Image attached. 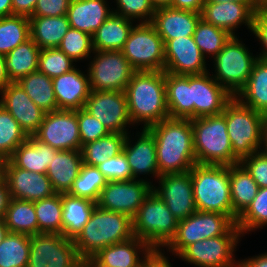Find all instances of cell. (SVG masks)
<instances>
[{
	"label": "cell",
	"instance_id": "cell-1",
	"mask_svg": "<svg viewBox=\"0 0 267 267\" xmlns=\"http://www.w3.org/2000/svg\"><path fill=\"white\" fill-rule=\"evenodd\" d=\"M147 129L154 136L160 176L190 171L197 163L191 119L168 118Z\"/></svg>",
	"mask_w": 267,
	"mask_h": 267
},
{
	"label": "cell",
	"instance_id": "cell-2",
	"mask_svg": "<svg viewBox=\"0 0 267 267\" xmlns=\"http://www.w3.org/2000/svg\"><path fill=\"white\" fill-rule=\"evenodd\" d=\"M124 92L134 126L147 129L169 118L165 71H135Z\"/></svg>",
	"mask_w": 267,
	"mask_h": 267
},
{
	"label": "cell",
	"instance_id": "cell-3",
	"mask_svg": "<svg viewBox=\"0 0 267 267\" xmlns=\"http://www.w3.org/2000/svg\"><path fill=\"white\" fill-rule=\"evenodd\" d=\"M133 236L132 219L128 215L96 206L73 242L78 256L85 262L100 249Z\"/></svg>",
	"mask_w": 267,
	"mask_h": 267
},
{
	"label": "cell",
	"instance_id": "cell-4",
	"mask_svg": "<svg viewBox=\"0 0 267 267\" xmlns=\"http://www.w3.org/2000/svg\"><path fill=\"white\" fill-rule=\"evenodd\" d=\"M191 181L197 211L217 212L233 220L229 165L196 163Z\"/></svg>",
	"mask_w": 267,
	"mask_h": 267
},
{
	"label": "cell",
	"instance_id": "cell-5",
	"mask_svg": "<svg viewBox=\"0 0 267 267\" xmlns=\"http://www.w3.org/2000/svg\"><path fill=\"white\" fill-rule=\"evenodd\" d=\"M197 164L233 165L240 163L234 156L227 133L225 116L191 119Z\"/></svg>",
	"mask_w": 267,
	"mask_h": 267
},
{
	"label": "cell",
	"instance_id": "cell-6",
	"mask_svg": "<svg viewBox=\"0 0 267 267\" xmlns=\"http://www.w3.org/2000/svg\"><path fill=\"white\" fill-rule=\"evenodd\" d=\"M222 114L233 154L239 161L262 149L265 115L243 105L235 97L225 105Z\"/></svg>",
	"mask_w": 267,
	"mask_h": 267
},
{
	"label": "cell",
	"instance_id": "cell-7",
	"mask_svg": "<svg viewBox=\"0 0 267 267\" xmlns=\"http://www.w3.org/2000/svg\"><path fill=\"white\" fill-rule=\"evenodd\" d=\"M178 219L153 191L132 218L133 235L151 248H164L175 236Z\"/></svg>",
	"mask_w": 267,
	"mask_h": 267
},
{
	"label": "cell",
	"instance_id": "cell-8",
	"mask_svg": "<svg viewBox=\"0 0 267 267\" xmlns=\"http://www.w3.org/2000/svg\"><path fill=\"white\" fill-rule=\"evenodd\" d=\"M239 38V35L232 36L212 59L215 70L211 76L233 97L246 85L252 67L258 59V56L253 55L252 50Z\"/></svg>",
	"mask_w": 267,
	"mask_h": 267
},
{
	"label": "cell",
	"instance_id": "cell-9",
	"mask_svg": "<svg viewBox=\"0 0 267 267\" xmlns=\"http://www.w3.org/2000/svg\"><path fill=\"white\" fill-rule=\"evenodd\" d=\"M241 237L243 235L235 225L225 235L190 244L176 257L196 267H239L235 252Z\"/></svg>",
	"mask_w": 267,
	"mask_h": 267
},
{
	"label": "cell",
	"instance_id": "cell-10",
	"mask_svg": "<svg viewBox=\"0 0 267 267\" xmlns=\"http://www.w3.org/2000/svg\"><path fill=\"white\" fill-rule=\"evenodd\" d=\"M236 223L225 214L196 211L186 219L179 220L177 231L163 248L178 256L187 246L196 241L213 238L228 233Z\"/></svg>",
	"mask_w": 267,
	"mask_h": 267
},
{
	"label": "cell",
	"instance_id": "cell-11",
	"mask_svg": "<svg viewBox=\"0 0 267 267\" xmlns=\"http://www.w3.org/2000/svg\"><path fill=\"white\" fill-rule=\"evenodd\" d=\"M121 51L135 71H164V42L151 23H136Z\"/></svg>",
	"mask_w": 267,
	"mask_h": 267
},
{
	"label": "cell",
	"instance_id": "cell-12",
	"mask_svg": "<svg viewBox=\"0 0 267 267\" xmlns=\"http://www.w3.org/2000/svg\"><path fill=\"white\" fill-rule=\"evenodd\" d=\"M89 59L85 71L91 91H125L135 70L121 50L94 51Z\"/></svg>",
	"mask_w": 267,
	"mask_h": 267
},
{
	"label": "cell",
	"instance_id": "cell-13",
	"mask_svg": "<svg viewBox=\"0 0 267 267\" xmlns=\"http://www.w3.org/2000/svg\"><path fill=\"white\" fill-rule=\"evenodd\" d=\"M27 267H84L73 240L58 233L30 235Z\"/></svg>",
	"mask_w": 267,
	"mask_h": 267
},
{
	"label": "cell",
	"instance_id": "cell-14",
	"mask_svg": "<svg viewBox=\"0 0 267 267\" xmlns=\"http://www.w3.org/2000/svg\"><path fill=\"white\" fill-rule=\"evenodd\" d=\"M152 186V183L141 179L107 181L100 192L96 206L126 214L132 219L152 192Z\"/></svg>",
	"mask_w": 267,
	"mask_h": 267
},
{
	"label": "cell",
	"instance_id": "cell-15",
	"mask_svg": "<svg viewBox=\"0 0 267 267\" xmlns=\"http://www.w3.org/2000/svg\"><path fill=\"white\" fill-rule=\"evenodd\" d=\"M84 109L104 124L110 133L128 134L129 128L134 127L128 114L125 92L91 91Z\"/></svg>",
	"mask_w": 267,
	"mask_h": 267
},
{
	"label": "cell",
	"instance_id": "cell-16",
	"mask_svg": "<svg viewBox=\"0 0 267 267\" xmlns=\"http://www.w3.org/2000/svg\"><path fill=\"white\" fill-rule=\"evenodd\" d=\"M34 136L56 150H81L76 110H57L45 114Z\"/></svg>",
	"mask_w": 267,
	"mask_h": 267
},
{
	"label": "cell",
	"instance_id": "cell-17",
	"mask_svg": "<svg viewBox=\"0 0 267 267\" xmlns=\"http://www.w3.org/2000/svg\"><path fill=\"white\" fill-rule=\"evenodd\" d=\"M153 183L152 191L165 202L175 218L186 219L197 209L194 202L191 170L183 173L162 175Z\"/></svg>",
	"mask_w": 267,
	"mask_h": 267
},
{
	"label": "cell",
	"instance_id": "cell-18",
	"mask_svg": "<svg viewBox=\"0 0 267 267\" xmlns=\"http://www.w3.org/2000/svg\"><path fill=\"white\" fill-rule=\"evenodd\" d=\"M139 129L141 132L136 131L135 136L130 134L131 130L126 135L122 151L127 158L132 171V177L153 184V182L146 177L147 175L151 178L153 176L155 182L160 177L154 136L148 129ZM141 175H144V178H142Z\"/></svg>",
	"mask_w": 267,
	"mask_h": 267
},
{
	"label": "cell",
	"instance_id": "cell-19",
	"mask_svg": "<svg viewBox=\"0 0 267 267\" xmlns=\"http://www.w3.org/2000/svg\"><path fill=\"white\" fill-rule=\"evenodd\" d=\"M191 87V119L218 115L233 96L218 84L210 72L189 75Z\"/></svg>",
	"mask_w": 267,
	"mask_h": 267
},
{
	"label": "cell",
	"instance_id": "cell-20",
	"mask_svg": "<svg viewBox=\"0 0 267 267\" xmlns=\"http://www.w3.org/2000/svg\"><path fill=\"white\" fill-rule=\"evenodd\" d=\"M0 175L5 179L11 198L39 201L56 194L46 174L30 172L5 160Z\"/></svg>",
	"mask_w": 267,
	"mask_h": 267
},
{
	"label": "cell",
	"instance_id": "cell-21",
	"mask_svg": "<svg viewBox=\"0 0 267 267\" xmlns=\"http://www.w3.org/2000/svg\"><path fill=\"white\" fill-rule=\"evenodd\" d=\"M164 50L165 72L174 75H201L210 71L207 69V59L202 55L193 36L169 40L164 45Z\"/></svg>",
	"mask_w": 267,
	"mask_h": 267
},
{
	"label": "cell",
	"instance_id": "cell-22",
	"mask_svg": "<svg viewBox=\"0 0 267 267\" xmlns=\"http://www.w3.org/2000/svg\"><path fill=\"white\" fill-rule=\"evenodd\" d=\"M0 104L19 123L27 136H33L38 131L46 114L17 82L9 83L0 92Z\"/></svg>",
	"mask_w": 267,
	"mask_h": 267
},
{
	"label": "cell",
	"instance_id": "cell-23",
	"mask_svg": "<svg viewBox=\"0 0 267 267\" xmlns=\"http://www.w3.org/2000/svg\"><path fill=\"white\" fill-rule=\"evenodd\" d=\"M254 3L222 2L204 4L201 18L208 24L228 31L231 35L237 36V29L246 26L249 32L252 31V24L255 11Z\"/></svg>",
	"mask_w": 267,
	"mask_h": 267
},
{
	"label": "cell",
	"instance_id": "cell-24",
	"mask_svg": "<svg viewBox=\"0 0 267 267\" xmlns=\"http://www.w3.org/2000/svg\"><path fill=\"white\" fill-rule=\"evenodd\" d=\"M151 247L138 237L100 249L89 261L95 267H141Z\"/></svg>",
	"mask_w": 267,
	"mask_h": 267
},
{
	"label": "cell",
	"instance_id": "cell-25",
	"mask_svg": "<svg viewBox=\"0 0 267 267\" xmlns=\"http://www.w3.org/2000/svg\"><path fill=\"white\" fill-rule=\"evenodd\" d=\"M58 110L84 108L91 88L88 73L77 68L52 79Z\"/></svg>",
	"mask_w": 267,
	"mask_h": 267
},
{
	"label": "cell",
	"instance_id": "cell-26",
	"mask_svg": "<svg viewBox=\"0 0 267 267\" xmlns=\"http://www.w3.org/2000/svg\"><path fill=\"white\" fill-rule=\"evenodd\" d=\"M200 19L201 13L165 7L154 12L151 24L165 45L169 40L177 37L193 36Z\"/></svg>",
	"mask_w": 267,
	"mask_h": 267
},
{
	"label": "cell",
	"instance_id": "cell-27",
	"mask_svg": "<svg viewBox=\"0 0 267 267\" xmlns=\"http://www.w3.org/2000/svg\"><path fill=\"white\" fill-rule=\"evenodd\" d=\"M108 0H71L67 17L71 28L93 36L113 13Z\"/></svg>",
	"mask_w": 267,
	"mask_h": 267
},
{
	"label": "cell",
	"instance_id": "cell-28",
	"mask_svg": "<svg viewBox=\"0 0 267 267\" xmlns=\"http://www.w3.org/2000/svg\"><path fill=\"white\" fill-rule=\"evenodd\" d=\"M83 164L81 150H59L53 155L46 175L57 194H68Z\"/></svg>",
	"mask_w": 267,
	"mask_h": 267
},
{
	"label": "cell",
	"instance_id": "cell-29",
	"mask_svg": "<svg viewBox=\"0 0 267 267\" xmlns=\"http://www.w3.org/2000/svg\"><path fill=\"white\" fill-rule=\"evenodd\" d=\"M57 151L33 135L28 136L27 140L15 149L9 160L18 168L46 174Z\"/></svg>",
	"mask_w": 267,
	"mask_h": 267
},
{
	"label": "cell",
	"instance_id": "cell-30",
	"mask_svg": "<svg viewBox=\"0 0 267 267\" xmlns=\"http://www.w3.org/2000/svg\"><path fill=\"white\" fill-rule=\"evenodd\" d=\"M134 23L112 13L92 36L94 51L122 50Z\"/></svg>",
	"mask_w": 267,
	"mask_h": 267
},
{
	"label": "cell",
	"instance_id": "cell-31",
	"mask_svg": "<svg viewBox=\"0 0 267 267\" xmlns=\"http://www.w3.org/2000/svg\"><path fill=\"white\" fill-rule=\"evenodd\" d=\"M235 98L243 105L267 116V61L258 58L246 85Z\"/></svg>",
	"mask_w": 267,
	"mask_h": 267
},
{
	"label": "cell",
	"instance_id": "cell-32",
	"mask_svg": "<svg viewBox=\"0 0 267 267\" xmlns=\"http://www.w3.org/2000/svg\"><path fill=\"white\" fill-rule=\"evenodd\" d=\"M233 221L248 208L259 191V186L241 163L229 165Z\"/></svg>",
	"mask_w": 267,
	"mask_h": 267
},
{
	"label": "cell",
	"instance_id": "cell-33",
	"mask_svg": "<svg viewBox=\"0 0 267 267\" xmlns=\"http://www.w3.org/2000/svg\"><path fill=\"white\" fill-rule=\"evenodd\" d=\"M96 202L69 194H62V235L74 240L89 221Z\"/></svg>",
	"mask_w": 267,
	"mask_h": 267
},
{
	"label": "cell",
	"instance_id": "cell-34",
	"mask_svg": "<svg viewBox=\"0 0 267 267\" xmlns=\"http://www.w3.org/2000/svg\"><path fill=\"white\" fill-rule=\"evenodd\" d=\"M30 38L40 49L58 48L70 28L67 15L58 17H29Z\"/></svg>",
	"mask_w": 267,
	"mask_h": 267
},
{
	"label": "cell",
	"instance_id": "cell-35",
	"mask_svg": "<svg viewBox=\"0 0 267 267\" xmlns=\"http://www.w3.org/2000/svg\"><path fill=\"white\" fill-rule=\"evenodd\" d=\"M165 87L169 118L191 119L189 75H174L165 72Z\"/></svg>",
	"mask_w": 267,
	"mask_h": 267
},
{
	"label": "cell",
	"instance_id": "cell-36",
	"mask_svg": "<svg viewBox=\"0 0 267 267\" xmlns=\"http://www.w3.org/2000/svg\"><path fill=\"white\" fill-rule=\"evenodd\" d=\"M40 48L29 38L5 55V69L11 82L37 71Z\"/></svg>",
	"mask_w": 267,
	"mask_h": 267
},
{
	"label": "cell",
	"instance_id": "cell-37",
	"mask_svg": "<svg viewBox=\"0 0 267 267\" xmlns=\"http://www.w3.org/2000/svg\"><path fill=\"white\" fill-rule=\"evenodd\" d=\"M17 83L30 99L46 113L58 110L53 81L46 74L37 70L20 78Z\"/></svg>",
	"mask_w": 267,
	"mask_h": 267
},
{
	"label": "cell",
	"instance_id": "cell-38",
	"mask_svg": "<svg viewBox=\"0 0 267 267\" xmlns=\"http://www.w3.org/2000/svg\"><path fill=\"white\" fill-rule=\"evenodd\" d=\"M3 219L9 232L29 236L38 233L34 202L11 198Z\"/></svg>",
	"mask_w": 267,
	"mask_h": 267
},
{
	"label": "cell",
	"instance_id": "cell-39",
	"mask_svg": "<svg viewBox=\"0 0 267 267\" xmlns=\"http://www.w3.org/2000/svg\"><path fill=\"white\" fill-rule=\"evenodd\" d=\"M127 134L109 133L108 135L84 144L81 148L83 163L90 166H98L109 157L122 152Z\"/></svg>",
	"mask_w": 267,
	"mask_h": 267
},
{
	"label": "cell",
	"instance_id": "cell-40",
	"mask_svg": "<svg viewBox=\"0 0 267 267\" xmlns=\"http://www.w3.org/2000/svg\"><path fill=\"white\" fill-rule=\"evenodd\" d=\"M30 38L29 17L11 15L0 18V54L7 55Z\"/></svg>",
	"mask_w": 267,
	"mask_h": 267
},
{
	"label": "cell",
	"instance_id": "cell-41",
	"mask_svg": "<svg viewBox=\"0 0 267 267\" xmlns=\"http://www.w3.org/2000/svg\"><path fill=\"white\" fill-rule=\"evenodd\" d=\"M30 236L9 232L0 243V267H27Z\"/></svg>",
	"mask_w": 267,
	"mask_h": 267
},
{
	"label": "cell",
	"instance_id": "cell-42",
	"mask_svg": "<svg viewBox=\"0 0 267 267\" xmlns=\"http://www.w3.org/2000/svg\"><path fill=\"white\" fill-rule=\"evenodd\" d=\"M228 31L206 23L202 18L196 25L193 38L202 55L212 60L231 39Z\"/></svg>",
	"mask_w": 267,
	"mask_h": 267
},
{
	"label": "cell",
	"instance_id": "cell-43",
	"mask_svg": "<svg viewBox=\"0 0 267 267\" xmlns=\"http://www.w3.org/2000/svg\"><path fill=\"white\" fill-rule=\"evenodd\" d=\"M38 233L62 234V194L34 202Z\"/></svg>",
	"mask_w": 267,
	"mask_h": 267
},
{
	"label": "cell",
	"instance_id": "cell-44",
	"mask_svg": "<svg viewBox=\"0 0 267 267\" xmlns=\"http://www.w3.org/2000/svg\"><path fill=\"white\" fill-rule=\"evenodd\" d=\"M106 184L107 180L98 167L83 163L68 194L97 202L100 192Z\"/></svg>",
	"mask_w": 267,
	"mask_h": 267
},
{
	"label": "cell",
	"instance_id": "cell-45",
	"mask_svg": "<svg viewBox=\"0 0 267 267\" xmlns=\"http://www.w3.org/2000/svg\"><path fill=\"white\" fill-rule=\"evenodd\" d=\"M27 137L19 123L0 104V156L8 160L15 149L27 140Z\"/></svg>",
	"mask_w": 267,
	"mask_h": 267
},
{
	"label": "cell",
	"instance_id": "cell-46",
	"mask_svg": "<svg viewBox=\"0 0 267 267\" xmlns=\"http://www.w3.org/2000/svg\"><path fill=\"white\" fill-rule=\"evenodd\" d=\"M236 225L244 237L267 226V188H259L251 204L237 218Z\"/></svg>",
	"mask_w": 267,
	"mask_h": 267
},
{
	"label": "cell",
	"instance_id": "cell-47",
	"mask_svg": "<svg viewBox=\"0 0 267 267\" xmlns=\"http://www.w3.org/2000/svg\"><path fill=\"white\" fill-rule=\"evenodd\" d=\"M58 49L63 51L75 63L84 59L88 60L94 53L92 36L70 27L61 40Z\"/></svg>",
	"mask_w": 267,
	"mask_h": 267
},
{
	"label": "cell",
	"instance_id": "cell-48",
	"mask_svg": "<svg viewBox=\"0 0 267 267\" xmlns=\"http://www.w3.org/2000/svg\"><path fill=\"white\" fill-rule=\"evenodd\" d=\"M75 67L74 61L60 49H40L37 70L51 79L63 75Z\"/></svg>",
	"mask_w": 267,
	"mask_h": 267
},
{
	"label": "cell",
	"instance_id": "cell-49",
	"mask_svg": "<svg viewBox=\"0 0 267 267\" xmlns=\"http://www.w3.org/2000/svg\"><path fill=\"white\" fill-rule=\"evenodd\" d=\"M113 13L136 23H151L156 11L150 0H114Z\"/></svg>",
	"mask_w": 267,
	"mask_h": 267
},
{
	"label": "cell",
	"instance_id": "cell-50",
	"mask_svg": "<svg viewBox=\"0 0 267 267\" xmlns=\"http://www.w3.org/2000/svg\"><path fill=\"white\" fill-rule=\"evenodd\" d=\"M81 145L98 140L110 132L98 119L84 108L76 110Z\"/></svg>",
	"mask_w": 267,
	"mask_h": 267
},
{
	"label": "cell",
	"instance_id": "cell-51",
	"mask_svg": "<svg viewBox=\"0 0 267 267\" xmlns=\"http://www.w3.org/2000/svg\"><path fill=\"white\" fill-rule=\"evenodd\" d=\"M107 181L133 180L132 171L123 151L116 156L109 157L97 166Z\"/></svg>",
	"mask_w": 267,
	"mask_h": 267
},
{
	"label": "cell",
	"instance_id": "cell-52",
	"mask_svg": "<svg viewBox=\"0 0 267 267\" xmlns=\"http://www.w3.org/2000/svg\"><path fill=\"white\" fill-rule=\"evenodd\" d=\"M240 163L248 171L259 188H267V154L260 150L244 157Z\"/></svg>",
	"mask_w": 267,
	"mask_h": 267
},
{
	"label": "cell",
	"instance_id": "cell-53",
	"mask_svg": "<svg viewBox=\"0 0 267 267\" xmlns=\"http://www.w3.org/2000/svg\"><path fill=\"white\" fill-rule=\"evenodd\" d=\"M251 33L261 44L258 58L267 61V9H257L254 14Z\"/></svg>",
	"mask_w": 267,
	"mask_h": 267
},
{
	"label": "cell",
	"instance_id": "cell-54",
	"mask_svg": "<svg viewBox=\"0 0 267 267\" xmlns=\"http://www.w3.org/2000/svg\"><path fill=\"white\" fill-rule=\"evenodd\" d=\"M71 0H38L32 16L58 17L67 15Z\"/></svg>",
	"mask_w": 267,
	"mask_h": 267
},
{
	"label": "cell",
	"instance_id": "cell-55",
	"mask_svg": "<svg viewBox=\"0 0 267 267\" xmlns=\"http://www.w3.org/2000/svg\"><path fill=\"white\" fill-rule=\"evenodd\" d=\"M163 250V251H162ZM162 248H152L143 260L144 267H172L170 260Z\"/></svg>",
	"mask_w": 267,
	"mask_h": 267
},
{
	"label": "cell",
	"instance_id": "cell-56",
	"mask_svg": "<svg viewBox=\"0 0 267 267\" xmlns=\"http://www.w3.org/2000/svg\"><path fill=\"white\" fill-rule=\"evenodd\" d=\"M38 0H12L13 15L31 17Z\"/></svg>",
	"mask_w": 267,
	"mask_h": 267
},
{
	"label": "cell",
	"instance_id": "cell-57",
	"mask_svg": "<svg viewBox=\"0 0 267 267\" xmlns=\"http://www.w3.org/2000/svg\"><path fill=\"white\" fill-rule=\"evenodd\" d=\"M205 3L206 0H172L170 7L201 13Z\"/></svg>",
	"mask_w": 267,
	"mask_h": 267
},
{
	"label": "cell",
	"instance_id": "cell-58",
	"mask_svg": "<svg viewBox=\"0 0 267 267\" xmlns=\"http://www.w3.org/2000/svg\"><path fill=\"white\" fill-rule=\"evenodd\" d=\"M11 195L5 179L0 175V219H3L9 206Z\"/></svg>",
	"mask_w": 267,
	"mask_h": 267
},
{
	"label": "cell",
	"instance_id": "cell-59",
	"mask_svg": "<svg viewBox=\"0 0 267 267\" xmlns=\"http://www.w3.org/2000/svg\"><path fill=\"white\" fill-rule=\"evenodd\" d=\"M239 267H267V252L240 259Z\"/></svg>",
	"mask_w": 267,
	"mask_h": 267
},
{
	"label": "cell",
	"instance_id": "cell-60",
	"mask_svg": "<svg viewBox=\"0 0 267 267\" xmlns=\"http://www.w3.org/2000/svg\"><path fill=\"white\" fill-rule=\"evenodd\" d=\"M11 83L5 69V56L0 54V92Z\"/></svg>",
	"mask_w": 267,
	"mask_h": 267
},
{
	"label": "cell",
	"instance_id": "cell-61",
	"mask_svg": "<svg viewBox=\"0 0 267 267\" xmlns=\"http://www.w3.org/2000/svg\"><path fill=\"white\" fill-rule=\"evenodd\" d=\"M13 15L12 0H0V18Z\"/></svg>",
	"mask_w": 267,
	"mask_h": 267
},
{
	"label": "cell",
	"instance_id": "cell-62",
	"mask_svg": "<svg viewBox=\"0 0 267 267\" xmlns=\"http://www.w3.org/2000/svg\"><path fill=\"white\" fill-rule=\"evenodd\" d=\"M155 10L170 7L172 0H150Z\"/></svg>",
	"mask_w": 267,
	"mask_h": 267
},
{
	"label": "cell",
	"instance_id": "cell-63",
	"mask_svg": "<svg viewBox=\"0 0 267 267\" xmlns=\"http://www.w3.org/2000/svg\"><path fill=\"white\" fill-rule=\"evenodd\" d=\"M265 154H267V116L264 121L263 126V142H262V149Z\"/></svg>",
	"mask_w": 267,
	"mask_h": 267
},
{
	"label": "cell",
	"instance_id": "cell-64",
	"mask_svg": "<svg viewBox=\"0 0 267 267\" xmlns=\"http://www.w3.org/2000/svg\"><path fill=\"white\" fill-rule=\"evenodd\" d=\"M9 230L5 224L4 219H0V243L4 240Z\"/></svg>",
	"mask_w": 267,
	"mask_h": 267
},
{
	"label": "cell",
	"instance_id": "cell-65",
	"mask_svg": "<svg viewBox=\"0 0 267 267\" xmlns=\"http://www.w3.org/2000/svg\"><path fill=\"white\" fill-rule=\"evenodd\" d=\"M238 2V3H254L253 0H206L210 3H222V2Z\"/></svg>",
	"mask_w": 267,
	"mask_h": 267
},
{
	"label": "cell",
	"instance_id": "cell-66",
	"mask_svg": "<svg viewBox=\"0 0 267 267\" xmlns=\"http://www.w3.org/2000/svg\"><path fill=\"white\" fill-rule=\"evenodd\" d=\"M257 9H266L267 8V0H253Z\"/></svg>",
	"mask_w": 267,
	"mask_h": 267
},
{
	"label": "cell",
	"instance_id": "cell-67",
	"mask_svg": "<svg viewBox=\"0 0 267 267\" xmlns=\"http://www.w3.org/2000/svg\"><path fill=\"white\" fill-rule=\"evenodd\" d=\"M84 267H95L89 260L84 262Z\"/></svg>",
	"mask_w": 267,
	"mask_h": 267
},
{
	"label": "cell",
	"instance_id": "cell-68",
	"mask_svg": "<svg viewBox=\"0 0 267 267\" xmlns=\"http://www.w3.org/2000/svg\"><path fill=\"white\" fill-rule=\"evenodd\" d=\"M4 162H5V160L0 156V173H1L2 167L4 165Z\"/></svg>",
	"mask_w": 267,
	"mask_h": 267
}]
</instances>
